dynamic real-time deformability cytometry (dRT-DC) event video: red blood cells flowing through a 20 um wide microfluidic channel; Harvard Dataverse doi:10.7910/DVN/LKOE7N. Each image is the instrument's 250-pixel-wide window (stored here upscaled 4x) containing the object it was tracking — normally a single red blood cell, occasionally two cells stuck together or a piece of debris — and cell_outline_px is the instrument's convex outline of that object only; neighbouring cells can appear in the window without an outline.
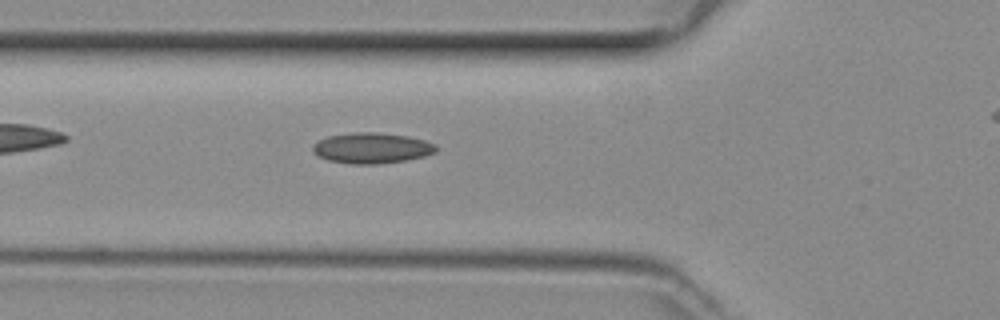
{"species": "common noctule bat (a hibernating species)", "species_latin": "Nyctalus noctula", "temperature_condition": "room temperature", "stored_images_in_passage": 28, "camera_frame_rate_fps": 3000, "um_per_image_px": 0.085, "animal": {"sex": "female", "body_mass_g": 29.2, "forearm_length_mm": 56.3}, "frame": {"image": 1, "passage_image": 8, "time_ms": 2.333, "image_size_px": [1000, 320], "cell_outline_px": [[440, 148], [436, 152], [424, 156], [404, 160], [380, 164], [352, 164], [328, 160], [320, 156], [312, 148], [312, 144], [328, 136], [356, 132], [376, 132], [408, 136], [424, 140], [436, 144]], "centroid_in_image_um": [31.65, 12.58], "position_along_channel_um": 94.2, "area_um2": 21.96}}
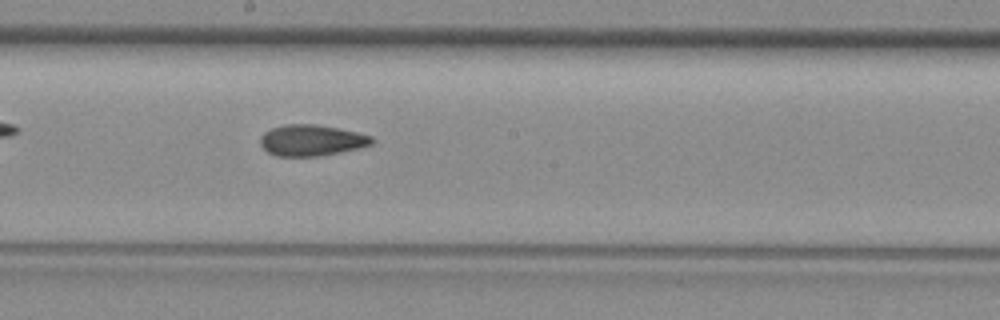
{"frame": {"image": 2, "passage_image": 17, "time_ms": 5.333, "image_size_px": [1000, 320], "cell_outline_px": [[376, 140], [372, 144], [360, 148], [316, 156], [276, 156], [268, 152], [260, 144], [260, 136], [264, 132], [272, 128], [284, 124], [316, 124], [356, 132], [372, 136]], "centroid_in_image_um": [26.47, 11.92], "position_along_channel_um": 221.7, "area_um2": 20.17}}
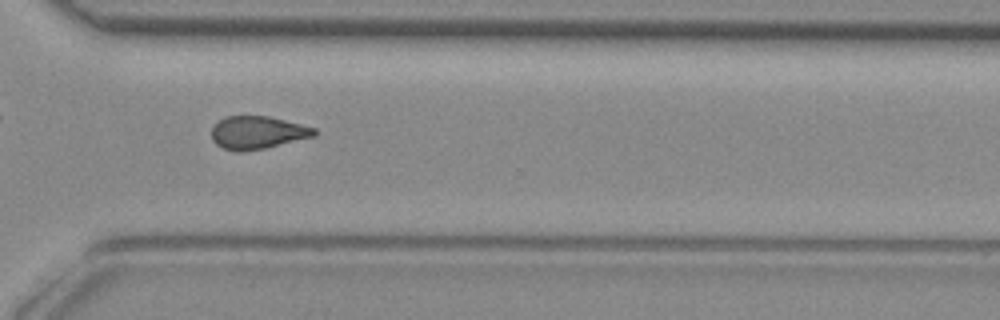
{"frame": {"image": 3, "passage_image": 26, "time_ms": 8.333, "image_size_px": [1000, 320], "cell_outline_px": [[316, 136], [264, 148], [240, 152], [224, 148], [216, 144], [212, 140], [212, 128], [220, 120], [228, 116], [268, 116], [316, 128]], "centroid_in_image_um": [21.9, 11.27], "position_along_channel_um": 348.7, "area_um2": 19.42}}